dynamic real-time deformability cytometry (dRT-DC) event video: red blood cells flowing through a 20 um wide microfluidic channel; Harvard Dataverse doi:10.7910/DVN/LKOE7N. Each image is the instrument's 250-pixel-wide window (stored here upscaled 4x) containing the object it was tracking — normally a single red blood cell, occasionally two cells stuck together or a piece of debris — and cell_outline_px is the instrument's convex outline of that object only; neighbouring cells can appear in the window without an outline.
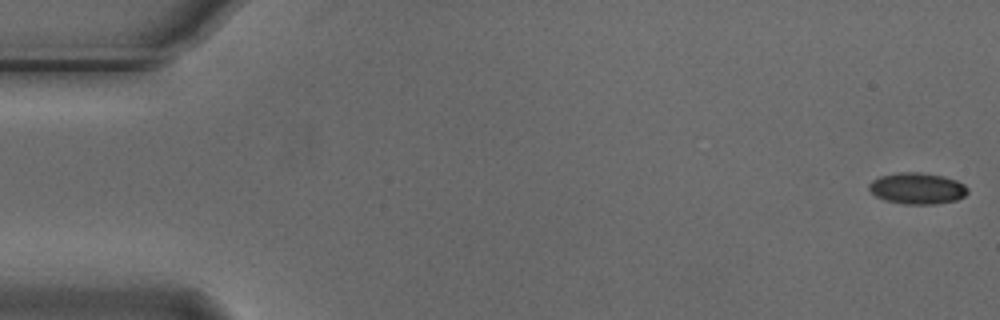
{"species": "Egyptian fruit bat (a non-hibernating species)", "species_latin": "Rousettus aegyptiacus", "temperature_condition": "cold", "stored_images_in_passage": 55, "camera_frame_rate_fps": 3000, "um_per_image_px": 0.085, "animal": {"sex": "male"}, "frame": {"image": 1, "passage_image": 1, "time_ms": 0.0, "image_size_px": [1000, 320], "cell_outline_px": [[968, 192], [964, 196], [956, 200], [936, 204], [904, 204], [884, 200], [876, 196], [868, 188], [868, 184], [872, 180], [880, 176], [896, 172], [920, 172], [944, 176], [956, 180], [964, 184], [968, 188]], "centroid_in_image_um": [77.96, 16.01], "position_along_channel_um": 7.0, "area_um2": 18.15}}
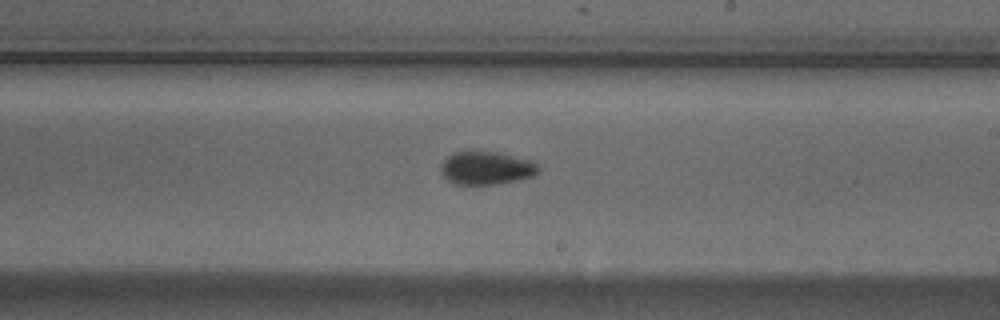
{"frame": {"image": 2, "passage_image": 32, "time_ms": 10.333, "image_size_px": [1000, 320], "cell_outline_px": [[540, 172], [532, 176], [516, 180], [496, 184], [456, 184], [448, 180], [440, 172], [440, 168], [444, 160], [452, 152], [496, 152], [536, 160], [540, 164]], "centroid_in_image_um": [41.4, 14.27], "position_along_channel_um": 247.6, "area_um2": 18.96}}
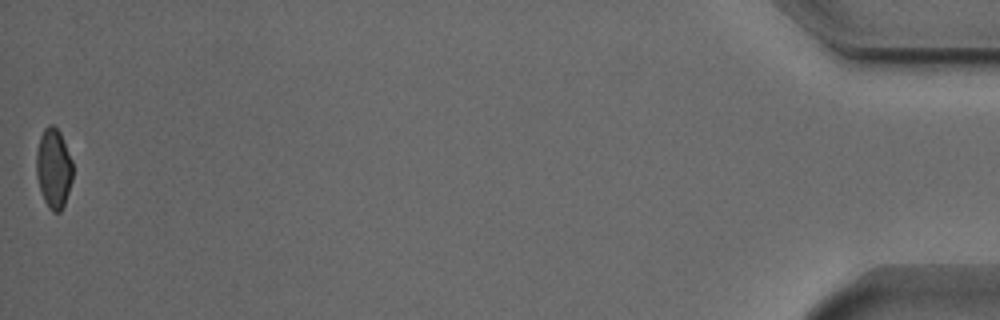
{"frame": {"image": 3, "passage_image": 55, "time_ms": 18.0, "image_size_px": [1000, 320], "cell_outline_px": [[72, 180], [64, 204], [60, 212], [52, 212], [48, 208], [44, 200], [36, 176], [36, 152], [40, 136], [44, 128], [48, 124], [52, 124], [60, 132], [72, 160]], "centroid_in_image_um": [4.55, 14.3], "position_along_channel_um": 430.7, "area_um2": 16.94}, "authors_computed_cell_mechanics": {"area_um2": 18.2648, "velocity_mm_per_s": 3.7267, "shape_relaxation_time_tau1_ms": 3.9638, "shape_relaxation_time_tau2_ms": 1.9637, "deformation_change_tau1": 0.0991, "deformation_change_tau2": 0.0501}}